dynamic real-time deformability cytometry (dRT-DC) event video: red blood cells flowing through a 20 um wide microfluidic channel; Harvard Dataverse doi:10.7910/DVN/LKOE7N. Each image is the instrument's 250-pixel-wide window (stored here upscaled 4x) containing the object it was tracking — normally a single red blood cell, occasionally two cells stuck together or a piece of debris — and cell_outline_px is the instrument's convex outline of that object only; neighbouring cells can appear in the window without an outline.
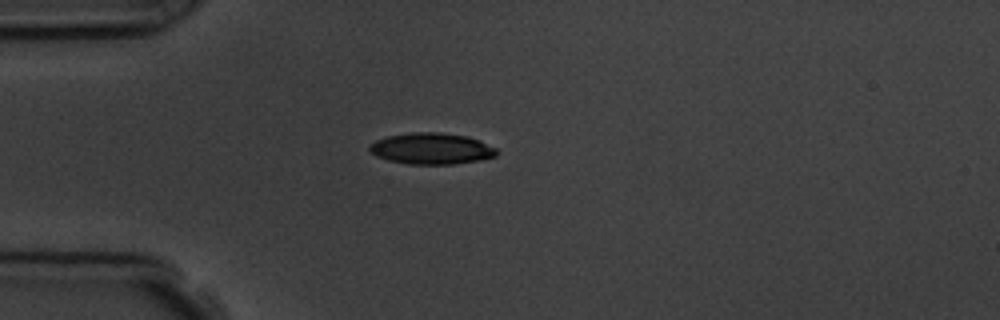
{"species": "common noctule bat (a hibernating species)", "species_latin": "Nyctalus noctula", "temperature_condition": "room temperature", "stored_images_in_passage": 1, "camera_frame_rate_fps": 3000, "um_per_image_px": 0.085, "animal": {"sex": "male", "body_mass_g": 19.5, "forearm_length_mm": 54.6}, "frame": {"image": 1, "passage_image": 1, "time_ms": 0.0, "image_size_px": [1000, 320], "cell_outline_px": [[500, 152], [496, 156], [480, 160], [452, 164], [408, 164], [388, 160], [376, 156], [368, 148], [376, 140], [388, 136], [412, 132], [440, 132], [468, 136], [480, 140], [496, 148]], "centroid_in_image_um": [36.72, 12.63], "position_along_channel_um": 48.3, "area_um2": 23.24}}